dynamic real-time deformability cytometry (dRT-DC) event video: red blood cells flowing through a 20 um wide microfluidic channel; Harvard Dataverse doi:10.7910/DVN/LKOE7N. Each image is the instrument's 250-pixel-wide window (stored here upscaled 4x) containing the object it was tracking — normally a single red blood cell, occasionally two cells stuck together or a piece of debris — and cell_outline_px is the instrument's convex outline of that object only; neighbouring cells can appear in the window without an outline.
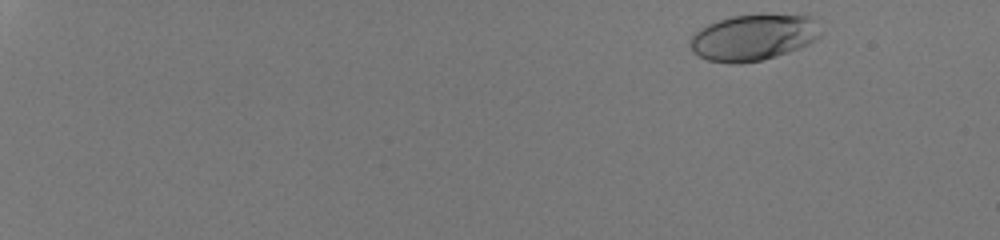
{"species": "human", "species_latin": "Homo sapiens", "temperature_condition": "room temperature", "stored_images_in_passage": 19, "camera_frame_rate_fps": 3000, "um_per_image_px": 0.085, "donor": {"sex": "male"}, "frame": {"image": 1, "passage_image": 1, "time_ms": 0.0, "image_size_px": [1000, 240], "cell_outline_px": [[820, 36], [816, 40], [808, 44], [788, 52], [776, 56], [760, 60], [740, 64], [732, 64], [708, 60], [692, 52], [688, 44], [688, 40], [700, 28], [708, 24], [732, 16], [760, 12], [768, 12], [808, 16], [812, 20], [820, 32]], "centroid_in_image_um": [64.0, 3.16], "position_along_channel_um": 21.0, "area_um2": 35.6}}
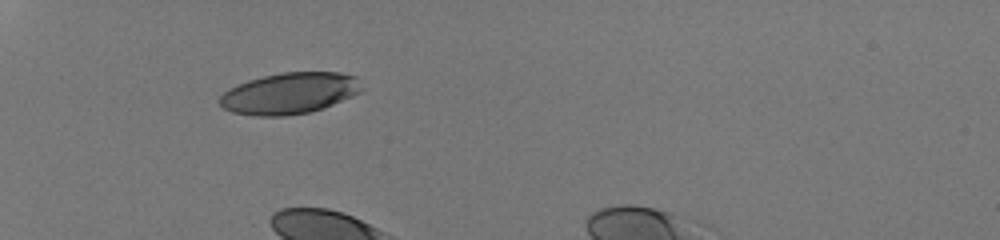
{"frame": {"image": 2, "passage_image": 16, "time_ms": 5.0, "image_size_px": [1000, 240], "cell_outline_px": [[364, 88], [360, 92], [352, 96], [332, 104], [308, 112], [284, 116], [256, 116], [232, 112], [224, 108], [220, 104], [220, 96], [224, 92], [248, 80], [280, 72], [340, 72], [356, 76]], "centroid_in_image_um": [24.64, 7.92], "position_along_channel_um": 60.4, "area_um2": 33.93}}